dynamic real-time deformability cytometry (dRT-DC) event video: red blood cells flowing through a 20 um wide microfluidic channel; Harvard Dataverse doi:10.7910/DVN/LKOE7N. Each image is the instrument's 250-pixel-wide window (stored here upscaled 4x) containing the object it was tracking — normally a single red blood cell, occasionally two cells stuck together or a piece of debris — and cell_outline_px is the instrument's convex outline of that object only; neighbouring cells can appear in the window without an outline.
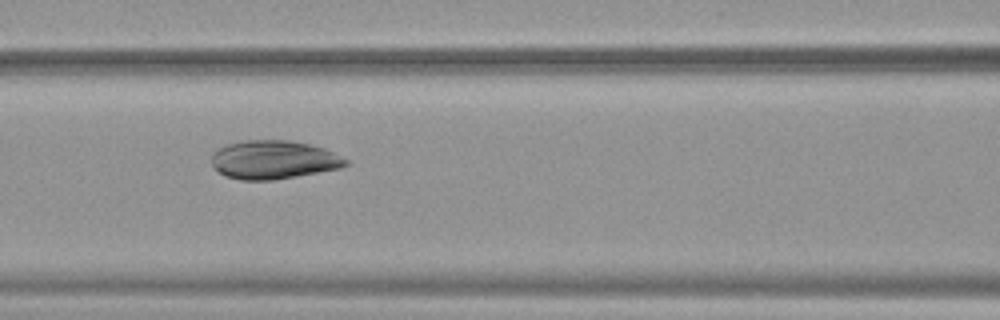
{"species": "common noctule bat (a hibernating species)", "species_latin": "Nyctalus noctula", "temperature_condition": "warm", "stored_images_in_passage": 16, "camera_frame_rate_fps": 3000, "um_per_image_px": 0.085, "animal": {"sex": "female", "body_mass_g": 19.9}, "frame": {"image": 1, "passage_image": 7, "time_ms": 2.0, "image_size_px": [1000, 320], "cell_outline_px": [[348, 164], [340, 168], [296, 176], [272, 180], [240, 180], [224, 176], [212, 164], [212, 152], [228, 144], [240, 140], [288, 140], [308, 144], [324, 148], [348, 160]], "centroid_in_image_um": [23.23, 13.58], "position_along_channel_um": 143.4, "area_um2": 30.0}}